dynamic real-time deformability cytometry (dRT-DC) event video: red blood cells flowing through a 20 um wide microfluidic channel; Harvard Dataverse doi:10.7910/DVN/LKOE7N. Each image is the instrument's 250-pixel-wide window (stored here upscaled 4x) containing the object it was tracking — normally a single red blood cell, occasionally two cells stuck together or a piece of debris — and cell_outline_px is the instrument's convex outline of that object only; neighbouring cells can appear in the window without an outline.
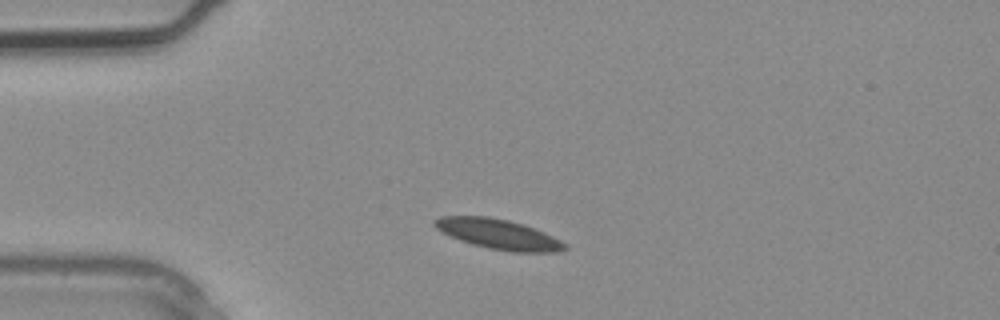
{"species": "common noctule bat (a hibernating species)", "species_latin": "Nyctalus noctula", "temperature_condition": "warm", "stored_images_in_passage": 1, "camera_frame_rate_fps": 3000, "um_per_image_px": 0.085, "animal": {"sex": "male", "body_mass_g": 20.4}, "frame": {"image": 1, "passage_image": 1, "time_ms": 0.0, "image_size_px": [1000, 320], "cell_outline_px": [[568, 248], [556, 252], [512, 252], [488, 248], [472, 244], [460, 240], [436, 228], [432, 224], [432, 220], [440, 216], [488, 216], [508, 220], [524, 224], [544, 232], [568, 244]], "centroid_in_image_um": [42.38, 19.9], "position_along_channel_um": 42.6, "area_um2": 22.77}}